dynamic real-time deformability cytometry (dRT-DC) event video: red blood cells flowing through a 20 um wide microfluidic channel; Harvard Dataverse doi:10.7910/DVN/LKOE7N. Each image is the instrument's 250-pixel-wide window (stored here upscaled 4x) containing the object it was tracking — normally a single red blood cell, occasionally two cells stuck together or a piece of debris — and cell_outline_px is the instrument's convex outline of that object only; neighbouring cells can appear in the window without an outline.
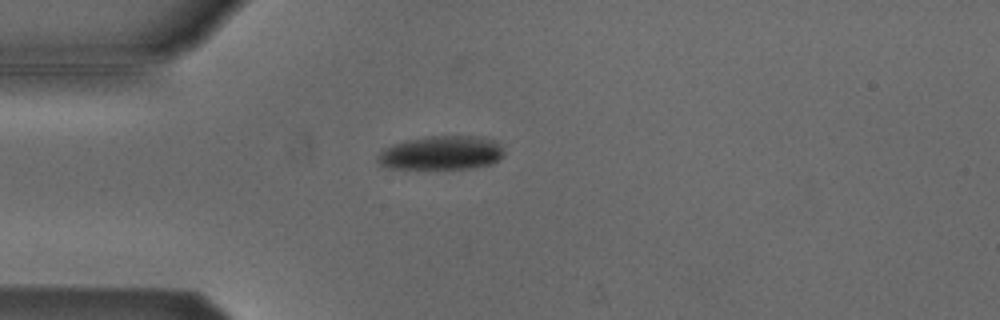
{"species": "Egyptian fruit bat (a non-hibernating species)", "species_latin": "Rousettus aegyptiacus", "temperature_condition": "cold", "stored_images_in_passage": 36, "camera_frame_rate_fps": 3000, "um_per_image_px": 0.085, "animal": {"sex": "male"}, "frame": {"image": 1, "passage_image": 1, "time_ms": 0.0, "image_size_px": [1000, 320], "cell_outline_px": [[504, 156], [500, 160], [492, 164], [472, 168], [388, 168], [380, 164], [376, 160], [376, 156], [380, 152], [392, 144], [408, 140], [428, 136], [484, 136], [500, 144], [504, 152]], "centroid_in_image_um": [37.55, 12.99], "position_along_channel_um": 47.4, "area_um2": 25.03}}
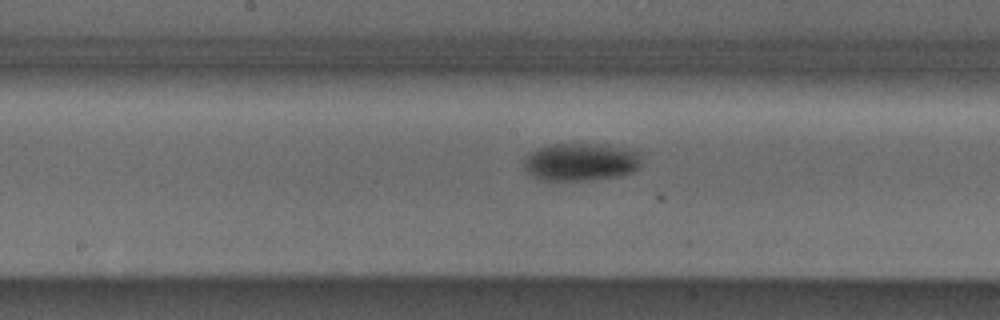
{"frame": {"image": 2, "passage_image": 14, "time_ms": 4.333, "image_size_px": [1000, 320], "cell_outline_px": [[644, 164], [640, 168], [632, 172], [620, 176], [588, 180], [540, 180], [532, 176], [524, 168], [524, 160], [532, 152], [548, 144], [596, 144], [636, 148], [644, 152]], "centroid_in_image_um": [49.52, 13.75], "position_along_channel_um": 198.7, "area_um2": 26.59}}
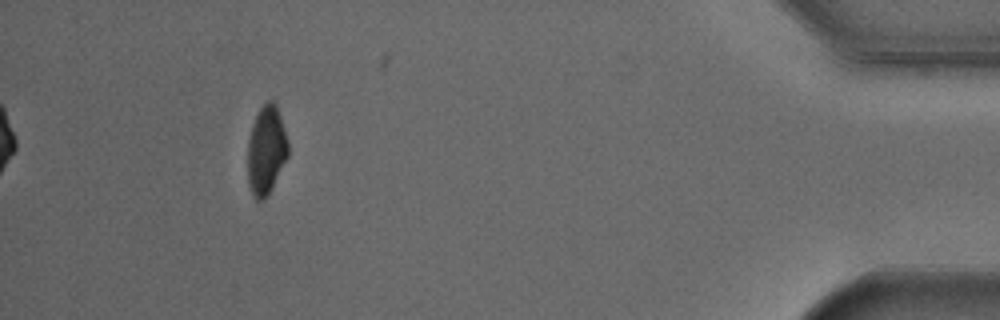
{"frame": {"image": 3, "passage_image": 36, "time_ms": 11.667, "image_size_px": [1000, 320], "cell_outline_px": [[288, 156], [268, 196], [264, 200], [256, 200], [252, 196], [248, 184], [248, 140], [252, 124], [260, 108], [268, 100], [272, 100], [276, 104], [288, 140]], "centroid_in_image_um": [22.62, 12.8], "position_along_channel_um": 412.6, "area_um2": 20.98}, "authors_computed_cell_mechanics": {"area_um2": 25.9233, "velocity_mm_per_s": 3.8213, "shape_relaxation_time_tau1_ms": 4.2351, "shape_relaxation_time_tau2_ms": null, "deformation_change_tau1": 0.1228, "deformation_change_tau2": null}}